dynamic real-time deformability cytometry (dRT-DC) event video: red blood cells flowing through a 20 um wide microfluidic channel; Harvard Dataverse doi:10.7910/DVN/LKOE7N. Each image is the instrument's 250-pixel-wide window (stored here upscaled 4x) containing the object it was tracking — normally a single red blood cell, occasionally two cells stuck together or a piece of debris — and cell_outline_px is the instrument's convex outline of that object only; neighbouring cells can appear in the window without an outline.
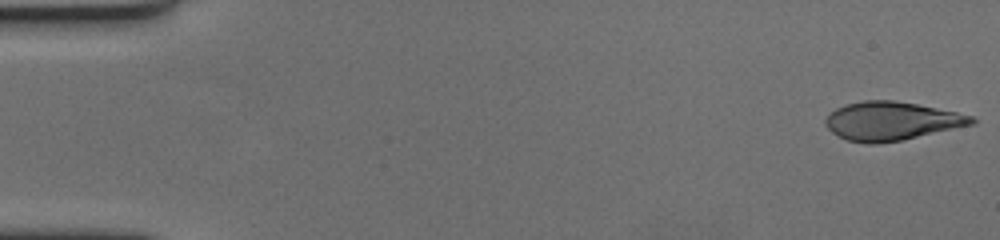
{"species": "human", "species_latin": "Homo sapiens", "temperature_condition": "cold", "stored_images_in_passage": 59, "camera_frame_rate_fps": 3000, "um_per_image_px": 0.085, "donor": {"sex": "female"}, "frame": {"image": 1, "passage_image": 1, "time_ms": 0.0, "image_size_px": [1000, 240], "cell_outline_px": [[976, 124], [900, 140], [876, 144], [864, 144], [848, 140], [832, 132], [824, 124], [824, 120], [828, 112], [844, 104], [864, 100], [896, 100], [956, 112], [972, 116], [976, 120]], "centroid_in_image_um": [75.73, 10.28], "position_along_channel_um": 9.3, "area_um2": 32.89}}
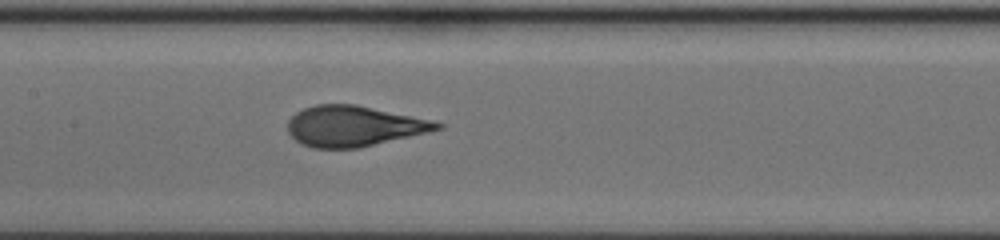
{"frame": {"image": 2, "passage_image": 29, "time_ms": 9.333, "image_size_px": [1000, 240], "cell_outline_px": [[444, 128], [428, 132], [356, 148], [312, 148], [300, 144], [288, 132], [288, 120], [296, 112], [304, 108], [316, 104], [356, 104], [432, 120], [444, 124]], "centroid_in_image_um": [30.05, 10.71], "position_along_channel_um": 177.3, "area_um2": 35.14}}
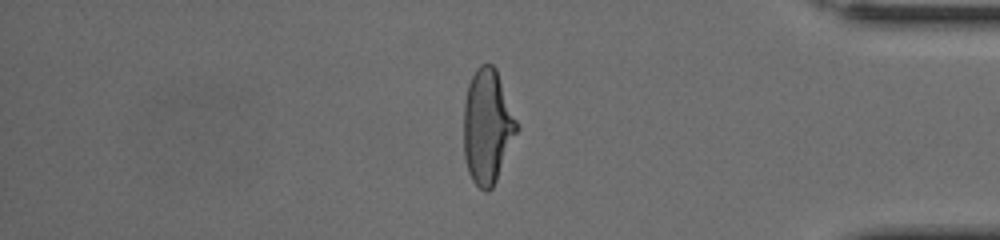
{"frame": {"image": 3, "passage_image": 50, "time_ms": 16.333, "image_size_px": [1000, 240], "cell_outline_px": [[520, 128], [496, 180], [492, 188], [488, 192], [484, 192], [472, 180], [468, 172], [464, 156], [464, 100], [468, 84], [476, 68], [480, 64], [492, 64], [496, 68]], "centroid_in_image_um": [41.43, 10.75], "position_along_channel_um": 393.8, "area_um2": 35.6}, "authors_computed_cell_mechanics": {"area_um2": 35.2002, "velocity_mm_per_s": 3.4832, "shape_relaxation_time_tau1_ms": 4.9212, "shape_relaxation_time_tau2_ms": null, "deformation_change_tau1": 0.2123, "deformation_change_tau2": null}}